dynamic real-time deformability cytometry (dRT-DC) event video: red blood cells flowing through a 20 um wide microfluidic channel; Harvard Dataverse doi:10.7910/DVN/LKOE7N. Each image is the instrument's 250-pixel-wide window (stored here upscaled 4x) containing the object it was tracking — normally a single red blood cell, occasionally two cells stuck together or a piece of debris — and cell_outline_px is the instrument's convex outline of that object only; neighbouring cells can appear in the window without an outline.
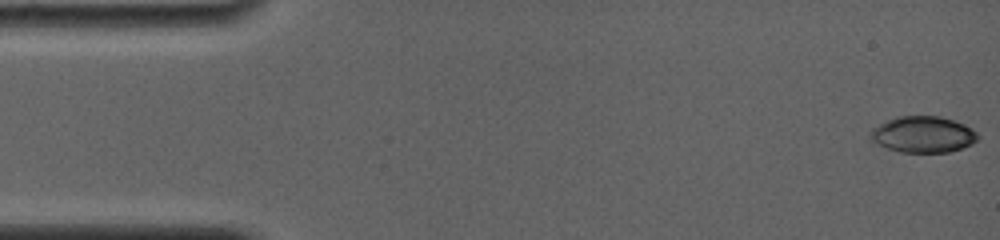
{"species": "common noctule bat (a hibernating species)", "species_latin": "Nyctalus noctula", "temperature_condition": "room temperature", "stored_images_in_passage": 6, "camera_frame_rate_fps": 4000, "um_per_image_px": 0.085, "animal": {"sex": "female", "body_mass_g": 19.0, "forearm_length_mm": 56.7}, "frame": {"image": 1, "passage_image": 1, "time_ms": 0.0, "image_size_px": [1000, 240], "cell_outline_px": [[980, 136], [972, 144], [948, 152], [900, 152], [888, 148], [872, 140], [868, 136], [868, 132], [872, 128], [896, 116], [940, 116], [964, 124], [972, 128]], "centroid_in_image_um": [78.45, 11.42], "position_along_channel_um": 6.5, "area_um2": 22.6}}
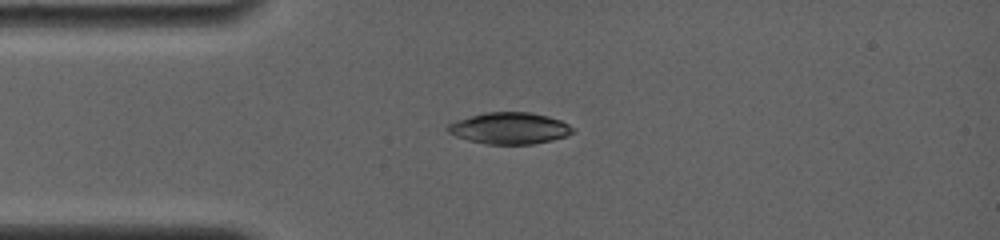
{"frame": {"image": 2, "passage_image": 5, "time_ms": 3.75, "image_size_px": [1000, 240], "cell_outline_px": [[576, 132], [552, 140], [532, 144], [484, 144], [468, 140], [456, 136], [448, 132], [448, 124], [456, 120], [484, 112], [528, 112], [548, 116], [560, 120], [568, 124]], "centroid_in_image_um": [43.3, 10.9], "position_along_channel_um": 41.7, "area_um2": 22.89}}